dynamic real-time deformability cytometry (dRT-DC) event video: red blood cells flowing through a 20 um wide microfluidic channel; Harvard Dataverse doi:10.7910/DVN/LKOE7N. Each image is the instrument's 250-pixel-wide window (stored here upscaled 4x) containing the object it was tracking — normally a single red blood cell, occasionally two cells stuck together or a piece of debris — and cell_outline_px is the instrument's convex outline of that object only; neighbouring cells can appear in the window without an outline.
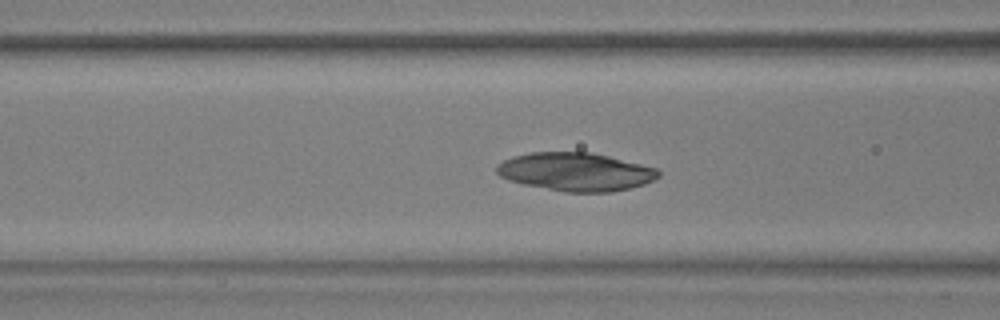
{"species": "common noctule bat (a hibernating species)", "species_latin": "Nyctalus noctula", "temperature_condition": "warm", "stored_images_in_passage": 44, "camera_frame_rate_fps": 3000, "um_per_image_px": 0.085, "animal": {"sex": "male", "body_mass_g": 17.9, "forearm_length_mm": 54.2}, "frame": {"image": 1, "passage_image": 15, "time_ms": 4.667, "image_size_px": [1000, 320], "cell_outline_px": [[660, 176], [644, 184], [612, 192], [564, 192], [524, 184], [508, 180], [500, 176], [496, 172], [496, 164], [512, 156], [532, 152], [592, 152], [656, 168], [660, 172]], "centroid_in_image_um": [48.9, 14.6], "position_along_channel_um": 117.7, "area_um2": 36.01}}
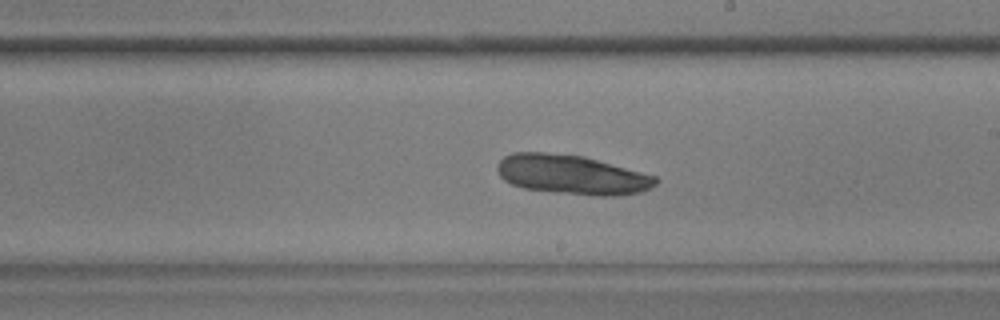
{"frame": {"image": 2, "passage_image": 25, "time_ms": 8.0, "image_size_px": [1000, 320], "cell_outline_px": [[660, 180], [652, 188], [640, 192], [616, 196], [596, 196], [556, 192], [524, 188], [512, 184], [504, 180], [500, 176], [496, 168], [500, 160], [504, 156], [512, 152], [544, 152], [584, 156], [656, 176]], "centroid_in_image_um": [48.62, 14.85], "position_along_channel_um": 240.4, "area_um2": 36.47}}
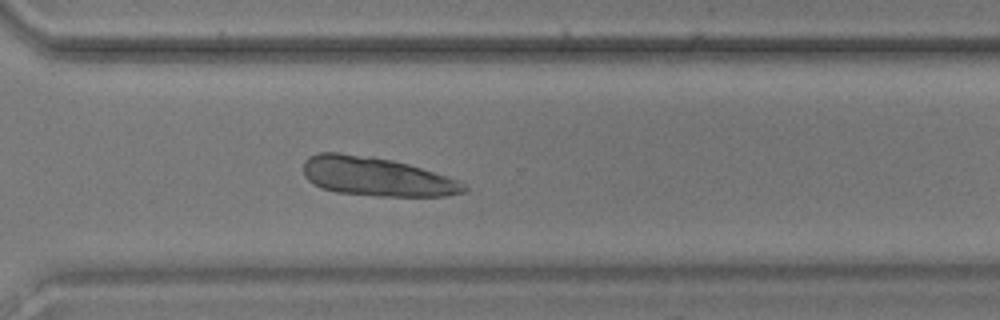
{"frame": {"image": 3, "passage_image": 33, "time_ms": 10.667, "image_size_px": [1000, 320], "cell_outline_px": [[468, 192], [448, 196], [376, 196], [336, 192], [320, 188], [312, 184], [304, 176], [304, 160], [308, 156], [320, 152], [340, 152], [372, 156], [392, 160], [408, 164], [460, 180], [468, 184]], "centroid_in_image_um": [32.02, 15.01], "position_along_channel_um": 338.6, "area_um2": 36.99}}